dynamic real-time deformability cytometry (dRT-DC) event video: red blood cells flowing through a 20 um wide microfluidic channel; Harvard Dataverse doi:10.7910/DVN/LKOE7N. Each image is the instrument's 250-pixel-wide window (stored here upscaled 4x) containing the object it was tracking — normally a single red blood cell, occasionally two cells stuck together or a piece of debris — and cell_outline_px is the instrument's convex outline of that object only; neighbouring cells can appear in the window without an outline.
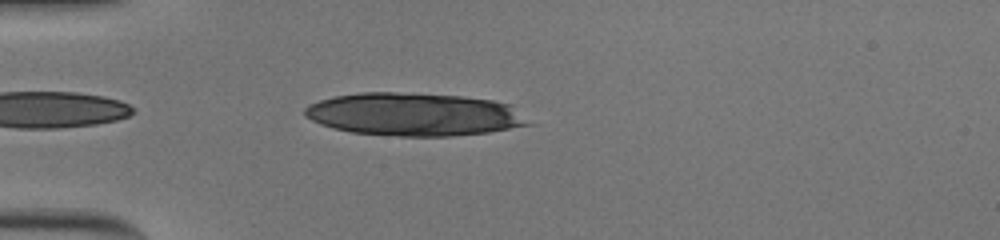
{"species": "human", "species_latin": "Homo sapiens", "temperature_condition": "cold", "stored_images_in_passage": 39, "camera_frame_rate_fps": 3000, "um_per_image_px": 0.085, "donor": {"sex": "male"}, "frame": {"image": 1, "passage_image": 3, "time_ms": 0.667, "image_size_px": [1000, 240], "cell_outline_px": [[536, 124], [488, 132], [452, 136], [400, 136], [352, 132], [332, 128], [320, 124], [304, 116], [304, 108], [308, 104], [332, 96], [360, 92], [396, 92], [460, 96], [492, 100], [512, 104]], "centroid_in_image_um": [35.23, 9.72], "position_along_channel_um": 49.8, "area_um2": 56.41}}